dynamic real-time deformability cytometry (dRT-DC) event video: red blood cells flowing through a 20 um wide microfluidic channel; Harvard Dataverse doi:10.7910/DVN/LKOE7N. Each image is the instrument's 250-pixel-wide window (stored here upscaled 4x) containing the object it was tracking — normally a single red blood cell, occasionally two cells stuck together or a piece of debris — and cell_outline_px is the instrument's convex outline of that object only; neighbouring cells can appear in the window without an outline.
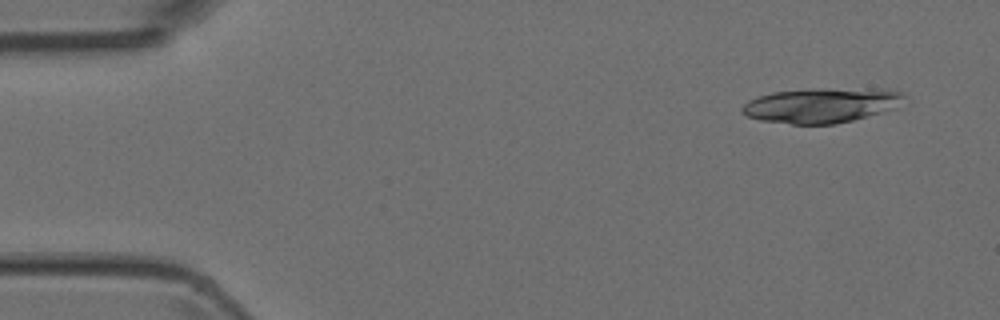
{"species": "Egyptian fruit bat (a non-hibernating species)", "species_latin": "Rousettus aegyptiacus", "temperature_condition": "room temperature", "stored_images_in_passage": 4, "camera_frame_rate_fps": 3000, "um_per_image_px": 0.085, "animal": {"sex": "female"}, "frame": {"image": 1, "passage_image": 1, "time_ms": 0.0, "image_size_px": [1000, 320], "cell_outline_px": [[904, 96], [900, 108], [836, 124], [792, 124], [760, 120], [748, 116], [740, 112], [740, 108], [748, 100], [772, 92], [816, 88], [896, 88]], "centroid_in_image_um": [69.89, 8.93], "position_along_channel_um": 15.1, "area_um2": 33.58}}